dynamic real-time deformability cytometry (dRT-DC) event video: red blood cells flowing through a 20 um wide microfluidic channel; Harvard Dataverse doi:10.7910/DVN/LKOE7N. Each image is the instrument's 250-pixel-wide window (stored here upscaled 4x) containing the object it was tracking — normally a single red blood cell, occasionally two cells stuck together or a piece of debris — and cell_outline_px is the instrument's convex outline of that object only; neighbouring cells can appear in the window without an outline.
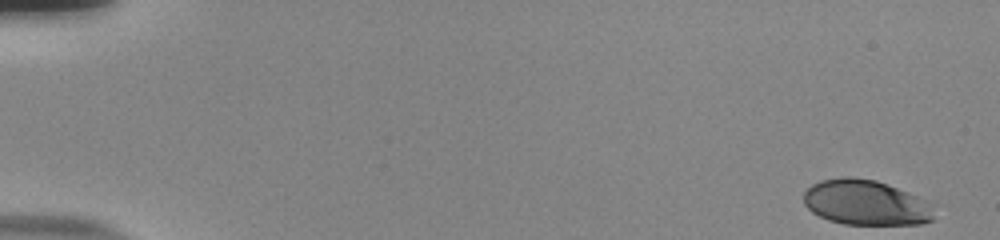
{"species": "human", "species_latin": "Homo sapiens", "temperature_condition": "room temperature", "stored_images_in_passage": 53, "camera_frame_rate_fps": 3000, "um_per_image_px": 0.085, "donor": {"sex": "male"}, "frame": {"image": 1, "passage_image": 1, "time_ms": 0.0, "image_size_px": [1000, 240], "cell_outline_px": [[932, 220], [920, 224], [844, 224], [828, 220], [812, 212], [804, 204], [804, 192], [812, 184], [820, 180], [844, 176], [848, 176], [876, 180], [916, 196], [932, 216]], "centroid_in_image_um": [73.43, 17.21], "position_along_channel_um": 11.6, "area_um2": 33.41}}
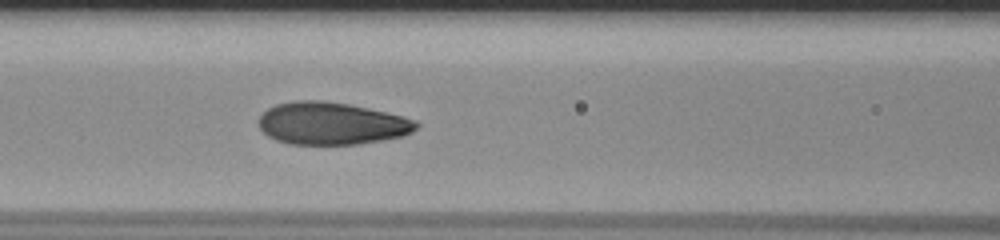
{"frame": {"image": 2, "passage_image": 24, "time_ms": 7.667, "image_size_px": [1000, 240], "cell_outline_px": [[420, 124], [412, 132], [404, 136], [356, 144], [288, 144], [276, 140], [268, 136], [260, 128], [256, 120], [268, 108], [276, 104], [292, 100], [320, 100], [348, 104], [368, 108], [404, 116], [416, 120]], "centroid_in_image_um": [28.16, 10.49], "position_along_channel_um": 138.4, "area_um2": 39.07}}
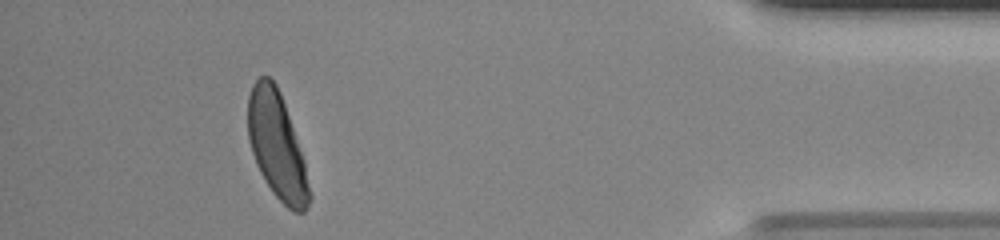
{"frame": {"image": 3, "passage_image": 49, "time_ms": 16.0, "image_size_px": [1000, 240], "cell_outline_px": [[312, 196], [308, 208], [304, 212], [292, 212], [272, 192], [264, 180], [256, 164], [248, 140], [248, 96], [252, 84], [260, 76], [268, 76], [276, 84], [280, 92], [304, 160]], "centroid_in_image_um": [23.53, 12.42], "position_along_channel_um": 411.7, "area_um2": 38.03}, "authors_computed_cell_mechanics": {"area_um2": 38.3792, "velocity_mm_per_s": 3.8479, "shape_relaxation_time_tau1_ms": 4.1806, "shape_relaxation_time_tau2_ms": null, "deformation_change_tau1": 0.1876, "deformation_change_tau2": null}}